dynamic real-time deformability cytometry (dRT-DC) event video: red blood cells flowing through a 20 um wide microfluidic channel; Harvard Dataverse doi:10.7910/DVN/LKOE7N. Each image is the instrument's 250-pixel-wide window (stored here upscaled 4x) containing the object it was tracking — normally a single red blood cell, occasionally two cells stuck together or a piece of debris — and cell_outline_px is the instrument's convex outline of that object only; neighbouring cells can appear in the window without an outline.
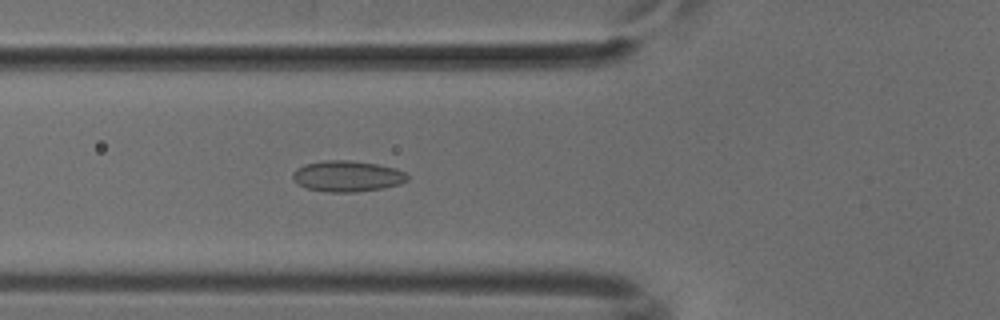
{"species": "common noctule bat (a hibernating species)", "species_latin": "Nyctalus noctula", "temperature_condition": "cold", "stored_images_in_passage": 51, "camera_frame_rate_fps": 3000, "um_per_image_px": 0.085, "animal": {"sex": "male", "body_mass_g": 18.8}, "frame": {"image": 1, "passage_image": 18, "time_ms": 5.667, "image_size_px": [1000, 320], "cell_outline_px": [[408, 180], [400, 184], [384, 188], [356, 192], [328, 192], [308, 188], [300, 184], [292, 176], [292, 172], [296, 168], [304, 164], [324, 160], [348, 160], [376, 164], [396, 168], [404, 172], [408, 176]], "centroid_in_image_um": [29.53, 14.97], "position_along_channel_um": 96.3, "area_um2": 20.63}}
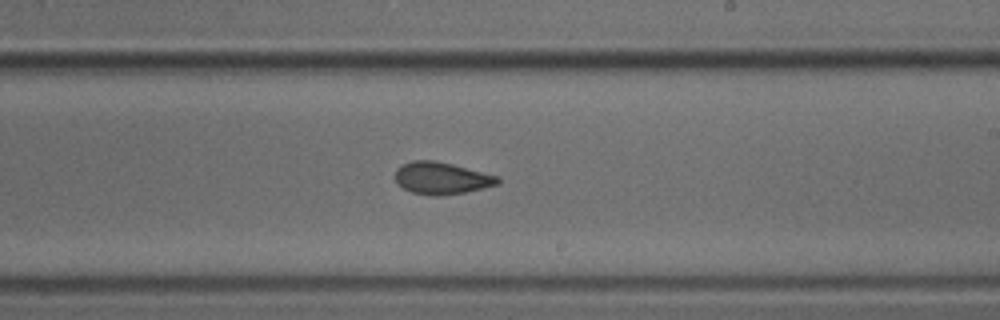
{"frame": {"image": 2, "passage_image": 30, "time_ms": 9.667, "image_size_px": [1000, 320], "cell_outline_px": [[500, 184], [464, 192], [440, 196], [432, 196], [412, 192], [404, 188], [396, 180], [396, 168], [412, 160], [436, 160], [500, 176]], "centroid_in_image_um": [37.57, 15.14], "position_along_channel_um": 251.4, "area_um2": 19.13}}
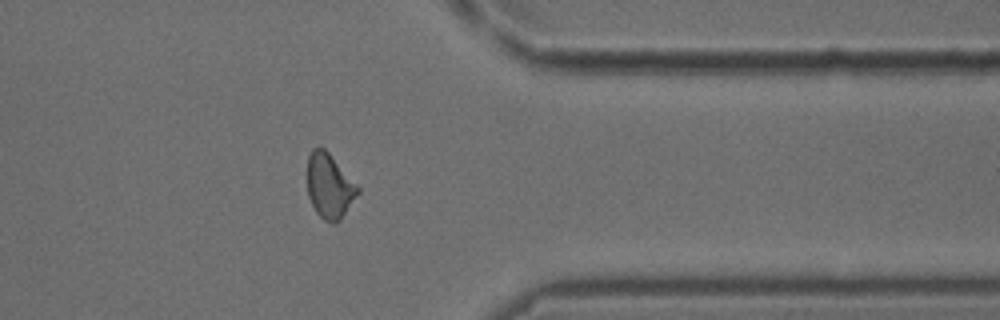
{"frame": {"image": 3, "passage_image": 41, "time_ms": 13.333, "image_size_px": [1000, 320], "cell_outline_px": [[360, 192], [340, 220], [332, 224], [324, 220], [316, 212], [308, 196], [308, 156], [312, 148], [324, 148], [328, 152], [360, 188]], "centroid_in_image_um": [28.01, 15.83], "position_along_channel_um": 383.4, "area_um2": 18.84}}